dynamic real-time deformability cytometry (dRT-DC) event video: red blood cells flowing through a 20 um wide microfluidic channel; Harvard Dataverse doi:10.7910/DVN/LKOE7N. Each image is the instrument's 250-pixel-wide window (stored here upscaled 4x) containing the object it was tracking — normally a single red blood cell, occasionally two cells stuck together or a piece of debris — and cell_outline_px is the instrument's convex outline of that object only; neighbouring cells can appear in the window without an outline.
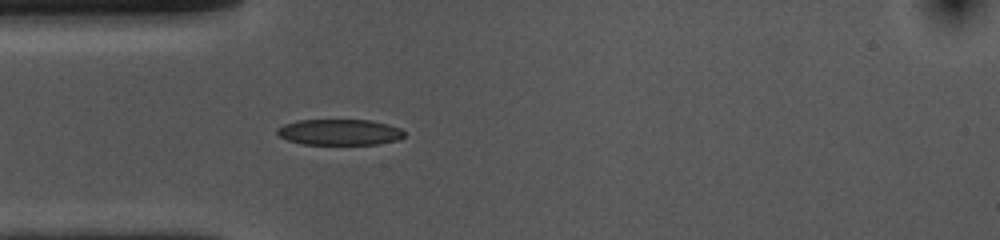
{"species": "common noctule bat (a hibernating species)", "species_latin": "Nyctalus noctula", "temperature_condition": "cold", "stored_images_in_passage": 41, "camera_frame_rate_fps": 3000, "um_per_image_px": 0.085, "animal": {"sex": "female", "body_mass_g": 10.0, "forearm_length_mm": 53.1}, "frame": {"image": 1, "passage_image": 1, "time_ms": 0.0, "image_size_px": [1000, 240], "cell_outline_px": [[404, 136], [396, 140], [380, 144], [304, 144], [288, 140], [280, 136], [276, 132], [276, 128], [284, 124], [296, 120], [372, 120], [388, 124], [400, 128], [404, 132]], "centroid_in_image_um": [28.85, 11.22], "position_along_channel_um": 56.1, "area_um2": 19.19}}
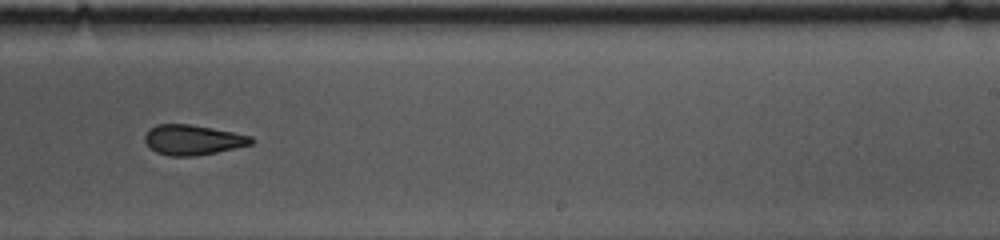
{"frame": {"image": 2, "passage_image": 19, "time_ms": 6.0, "image_size_px": [1000, 240], "cell_outline_px": [[252, 144], [216, 152], [196, 156], [168, 156], [156, 152], [144, 140], [144, 136], [148, 128], [156, 124], [188, 124], [212, 128], [252, 136]], "centroid_in_image_um": [16.34, 11.88], "position_along_channel_um": 272.7, "area_um2": 18.55}}
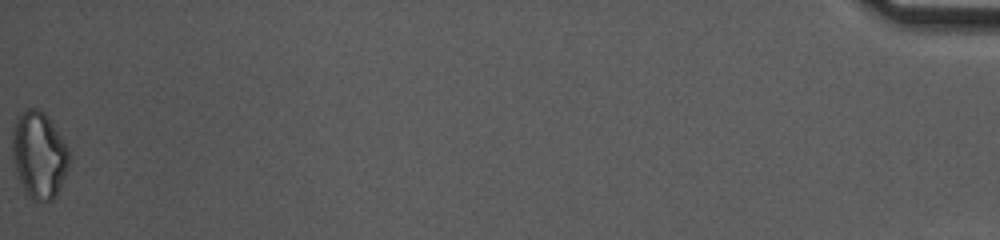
{"frame": {"image": 3, "passage_image": 41, "time_ms": 13.333, "image_size_px": [1000, 240], "cell_outline_px": [[68, 168], [56, 196], [52, 200], [32, 200], [28, 196], [16, 172], [12, 156], [12, 128], [16, 116], [24, 108], [36, 108], [44, 112], [48, 116], [68, 148]], "centroid_in_image_um": [3.29, 13.12], "position_along_channel_um": 431.9, "area_um2": 28.73}, "authors_computed_cell_mechanics": {"area_um2": 19.5364, "velocity_mm_per_s": 3.6355, "shape_relaxation_time_tau1_ms": 3.3716, "shape_relaxation_time_tau2_ms": 2.8792, "deformation_change_tau1": 0.1297, "deformation_change_tau2": 0.0954}}